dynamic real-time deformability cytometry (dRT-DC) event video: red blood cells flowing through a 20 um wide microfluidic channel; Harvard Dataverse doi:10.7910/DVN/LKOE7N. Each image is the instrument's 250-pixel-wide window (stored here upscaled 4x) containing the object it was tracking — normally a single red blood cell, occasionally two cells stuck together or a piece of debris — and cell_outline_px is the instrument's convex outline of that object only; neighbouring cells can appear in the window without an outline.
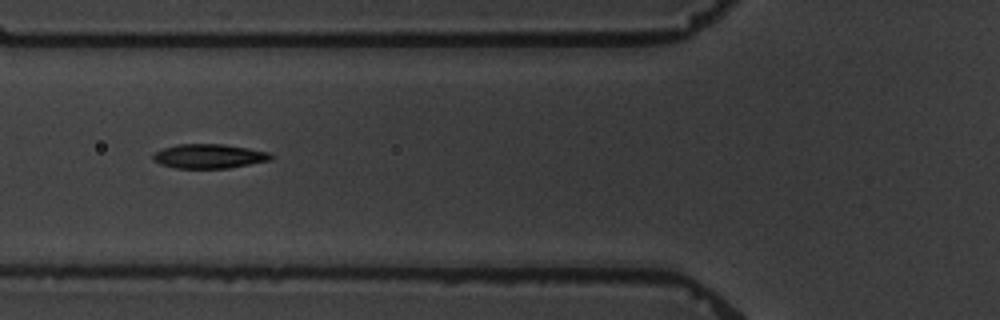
{"species": "common noctule bat (a hibernating species)", "species_latin": "Nyctalus noctula", "temperature_condition": "warm", "stored_images_in_passage": 12, "camera_frame_rate_fps": 3000, "um_per_image_px": 0.085, "animal": {"sex": "male", "body_mass_g": 19.5, "forearm_length_mm": 54.6}, "frame": {"image": 1, "passage_image": 3, "time_ms": 2.333, "image_size_px": [1000, 320], "cell_outline_px": [[272, 160], [228, 168], [176, 168], [160, 164], [152, 160], [152, 156], [156, 152], [164, 148], [176, 144], [224, 144], [248, 148], [268, 152], [272, 156]], "centroid_in_image_um": [17.75, 13.27], "position_along_channel_um": 108.0, "area_um2": 16.65}}
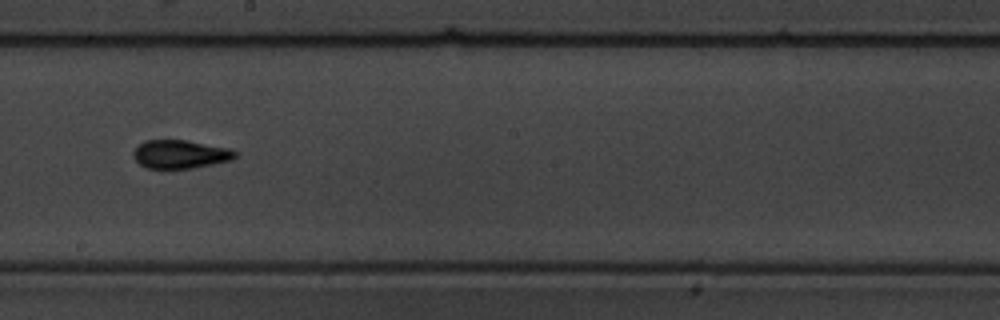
{"frame": {"image": 2, "passage_image": 6, "time_ms": 6.0, "image_size_px": [1000, 320], "cell_outline_px": [[240, 152], [232, 160], [192, 168], [148, 168], [140, 164], [132, 156], [132, 152], [140, 144], [148, 140], [188, 140], [232, 148]], "centroid_in_image_um": [15.39, 13.1], "position_along_channel_um": 232.8, "area_um2": 16.99}}
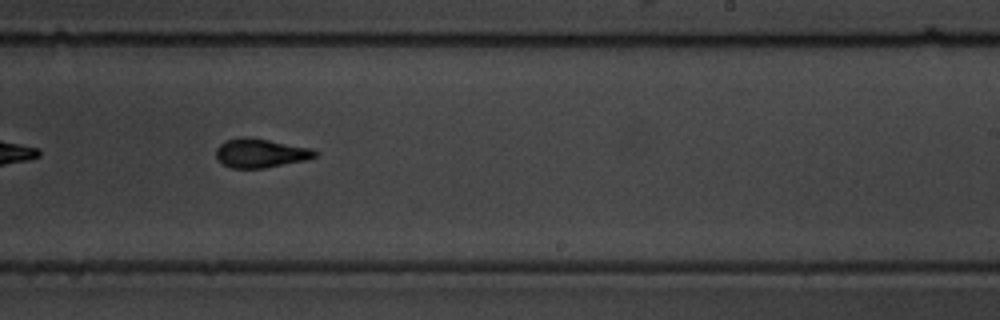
{"frame": {"image": 3, "passage_image": 7, "time_ms": 7.0, "image_size_px": [1000, 320], "cell_outline_px": [[316, 156], [304, 160], [264, 168], [232, 168], [216, 160], [216, 148], [220, 144], [228, 140], [240, 136], [248, 136], [312, 148], [316, 152]], "centroid_in_image_um": [22.1, 13.0], "position_along_channel_um": 266.9, "area_um2": 16.65}, "authors_computed_cell_mechanics": {"area_um2": 16.8487, "velocity_mm_per_s": 3.4178, "shape_relaxation_time_tau1_ms": null, "shape_relaxation_time_tau2_ms": 2.6768, "deformation_change_tau1": null, "deformation_change_tau2": 0.0904}}